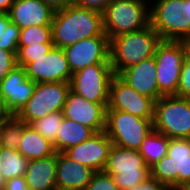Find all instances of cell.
I'll return each instance as SVG.
<instances>
[{
    "label": "cell",
    "instance_id": "obj_41",
    "mask_svg": "<svg viewBox=\"0 0 190 190\" xmlns=\"http://www.w3.org/2000/svg\"><path fill=\"white\" fill-rule=\"evenodd\" d=\"M185 190H190V184L185 188Z\"/></svg>",
    "mask_w": 190,
    "mask_h": 190
},
{
    "label": "cell",
    "instance_id": "obj_4",
    "mask_svg": "<svg viewBox=\"0 0 190 190\" xmlns=\"http://www.w3.org/2000/svg\"><path fill=\"white\" fill-rule=\"evenodd\" d=\"M150 25L162 40L190 39V0H154Z\"/></svg>",
    "mask_w": 190,
    "mask_h": 190
},
{
    "label": "cell",
    "instance_id": "obj_7",
    "mask_svg": "<svg viewBox=\"0 0 190 190\" xmlns=\"http://www.w3.org/2000/svg\"><path fill=\"white\" fill-rule=\"evenodd\" d=\"M153 129L168 138H190V100L176 95L155 102Z\"/></svg>",
    "mask_w": 190,
    "mask_h": 190
},
{
    "label": "cell",
    "instance_id": "obj_33",
    "mask_svg": "<svg viewBox=\"0 0 190 190\" xmlns=\"http://www.w3.org/2000/svg\"><path fill=\"white\" fill-rule=\"evenodd\" d=\"M16 65V54L0 48V82Z\"/></svg>",
    "mask_w": 190,
    "mask_h": 190
},
{
    "label": "cell",
    "instance_id": "obj_31",
    "mask_svg": "<svg viewBox=\"0 0 190 190\" xmlns=\"http://www.w3.org/2000/svg\"><path fill=\"white\" fill-rule=\"evenodd\" d=\"M85 190H119L112 175L104 171L95 172L91 182L86 186Z\"/></svg>",
    "mask_w": 190,
    "mask_h": 190
},
{
    "label": "cell",
    "instance_id": "obj_19",
    "mask_svg": "<svg viewBox=\"0 0 190 190\" xmlns=\"http://www.w3.org/2000/svg\"><path fill=\"white\" fill-rule=\"evenodd\" d=\"M118 76L138 93L155 101L163 96L158 90L154 56L144 59L137 65L125 68Z\"/></svg>",
    "mask_w": 190,
    "mask_h": 190
},
{
    "label": "cell",
    "instance_id": "obj_12",
    "mask_svg": "<svg viewBox=\"0 0 190 190\" xmlns=\"http://www.w3.org/2000/svg\"><path fill=\"white\" fill-rule=\"evenodd\" d=\"M155 102L154 99L138 93L115 75L110 83L106 110H120L141 118L154 119Z\"/></svg>",
    "mask_w": 190,
    "mask_h": 190
},
{
    "label": "cell",
    "instance_id": "obj_20",
    "mask_svg": "<svg viewBox=\"0 0 190 190\" xmlns=\"http://www.w3.org/2000/svg\"><path fill=\"white\" fill-rule=\"evenodd\" d=\"M95 173L91 168L57 153L56 190H85Z\"/></svg>",
    "mask_w": 190,
    "mask_h": 190
},
{
    "label": "cell",
    "instance_id": "obj_23",
    "mask_svg": "<svg viewBox=\"0 0 190 190\" xmlns=\"http://www.w3.org/2000/svg\"><path fill=\"white\" fill-rule=\"evenodd\" d=\"M93 134L95 132L88 126L63 118L56 141L53 143L54 149L57 153L64 152L68 148L88 140Z\"/></svg>",
    "mask_w": 190,
    "mask_h": 190
},
{
    "label": "cell",
    "instance_id": "obj_27",
    "mask_svg": "<svg viewBox=\"0 0 190 190\" xmlns=\"http://www.w3.org/2000/svg\"><path fill=\"white\" fill-rule=\"evenodd\" d=\"M20 28L10 20L8 13L0 14V48L17 55Z\"/></svg>",
    "mask_w": 190,
    "mask_h": 190
},
{
    "label": "cell",
    "instance_id": "obj_1",
    "mask_svg": "<svg viewBox=\"0 0 190 190\" xmlns=\"http://www.w3.org/2000/svg\"><path fill=\"white\" fill-rule=\"evenodd\" d=\"M51 25L54 47L61 49L82 39L108 36L104 32L103 13L72 4L55 11Z\"/></svg>",
    "mask_w": 190,
    "mask_h": 190
},
{
    "label": "cell",
    "instance_id": "obj_34",
    "mask_svg": "<svg viewBox=\"0 0 190 190\" xmlns=\"http://www.w3.org/2000/svg\"><path fill=\"white\" fill-rule=\"evenodd\" d=\"M127 190H170L165 184L149 176L146 180L137 183Z\"/></svg>",
    "mask_w": 190,
    "mask_h": 190
},
{
    "label": "cell",
    "instance_id": "obj_17",
    "mask_svg": "<svg viewBox=\"0 0 190 190\" xmlns=\"http://www.w3.org/2000/svg\"><path fill=\"white\" fill-rule=\"evenodd\" d=\"M36 83L30 80L24 67L16 65L0 82L7 109L16 115L34 93Z\"/></svg>",
    "mask_w": 190,
    "mask_h": 190
},
{
    "label": "cell",
    "instance_id": "obj_16",
    "mask_svg": "<svg viewBox=\"0 0 190 190\" xmlns=\"http://www.w3.org/2000/svg\"><path fill=\"white\" fill-rule=\"evenodd\" d=\"M112 145L110 138L105 131H102L93 134L88 140L68 148L63 153L71 160L98 172L104 170Z\"/></svg>",
    "mask_w": 190,
    "mask_h": 190
},
{
    "label": "cell",
    "instance_id": "obj_13",
    "mask_svg": "<svg viewBox=\"0 0 190 190\" xmlns=\"http://www.w3.org/2000/svg\"><path fill=\"white\" fill-rule=\"evenodd\" d=\"M108 36H93L82 39L63 49L72 74L96 64L110 63Z\"/></svg>",
    "mask_w": 190,
    "mask_h": 190
},
{
    "label": "cell",
    "instance_id": "obj_26",
    "mask_svg": "<svg viewBox=\"0 0 190 190\" xmlns=\"http://www.w3.org/2000/svg\"><path fill=\"white\" fill-rule=\"evenodd\" d=\"M26 125L16 115L2 119L0 121V146L18 150Z\"/></svg>",
    "mask_w": 190,
    "mask_h": 190
},
{
    "label": "cell",
    "instance_id": "obj_28",
    "mask_svg": "<svg viewBox=\"0 0 190 190\" xmlns=\"http://www.w3.org/2000/svg\"><path fill=\"white\" fill-rule=\"evenodd\" d=\"M63 118V111H57L37 119L30 125L44 138L49 140L51 143H54Z\"/></svg>",
    "mask_w": 190,
    "mask_h": 190
},
{
    "label": "cell",
    "instance_id": "obj_6",
    "mask_svg": "<svg viewBox=\"0 0 190 190\" xmlns=\"http://www.w3.org/2000/svg\"><path fill=\"white\" fill-rule=\"evenodd\" d=\"M190 51L187 41L162 40L156 48V79L163 96L177 95L184 58Z\"/></svg>",
    "mask_w": 190,
    "mask_h": 190
},
{
    "label": "cell",
    "instance_id": "obj_21",
    "mask_svg": "<svg viewBox=\"0 0 190 190\" xmlns=\"http://www.w3.org/2000/svg\"><path fill=\"white\" fill-rule=\"evenodd\" d=\"M57 152L43 159L29 160L24 175L29 190H56Z\"/></svg>",
    "mask_w": 190,
    "mask_h": 190
},
{
    "label": "cell",
    "instance_id": "obj_35",
    "mask_svg": "<svg viewBox=\"0 0 190 190\" xmlns=\"http://www.w3.org/2000/svg\"><path fill=\"white\" fill-rule=\"evenodd\" d=\"M110 0H72V5L103 13Z\"/></svg>",
    "mask_w": 190,
    "mask_h": 190
},
{
    "label": "cell",
    "instance_id": "obj_11",
    "mask_svg": "<svg viewBox=\"0 0 190 190\" xmlns=\"http://www.w3.org/2000/svg\"><path fill=\"white\" fill-rule=\"evenodd\" d=\"M114 76L110 63H96L72 74L70 89L88 101L108 104Z\"/></svg>",
    "mask_w": 190,
    "mask_h": 190
},
{
    "label": "cell",
    "instance_id": "obj_14",
    "mask_svg": "<svg viewBox=\"0 0 190 190\" xmlns=\"http://www.w3.org/2000/svg\"><path fill=\"white\" fill-rule=\"evenodd\" d=\"M28 78L35 83H70L72 72L63 49L53 47L46 55L29 63L26 67Z\"/></svg>",
    "mask_w": 190,
    "mask_h": 190
},
{
    "label": "cell",
    "instance_id": "obj_22",
    "mask_svg": "<svg viewBox=\"0 0 190 190\" xmlns=\"http://www.w3.org/2000/svg\"><path fill=\"white\" fill-rule=\"evenodd\" d=\"M18 152L28 160L43 159L56 153L53 143L44 138L31 125H26L23 129Z\"/></svg>",
    "mask_w": 190,
    "mask_h": 190
},
{
    "label": "cell",
    "instance_id": "obj_2",
    "mask_svg": "<svg viewBox=\"0 0 190 190\" xmlns=\"http://www.w3.org/2000/svg\"><path fill=\"white\" fill-rule=\"evenodd\" d=\"M162 41L155 29L148 25L142 30L125 33L110 40V64L115 75L125 68L137 65L154 56L157 45Z\"/></svg>",
    "mask_w": 190,
    "mask_h": 190
},
{
    "label": "cell",
    "instance_id": "obj_25",
    "mask_svg": "<svg viewBox=\"0 0 190 190\" xmlns=\"http://www.w3.org/2000/svg\"><path fill=\"white\" fill-rule=\"evenodd\" d=\"M0 159V173L6 181L25 175L29 160L20 154L18 150L1 146Z\"/></svg>",
    "mask_w": 190,
    "mask_h": 190
},
{
    "label": "cell",
    "instance_id": "obj_29",
    "mask_svg": "<svg viewBox=\"0 0 190 190\" xmlns=\"http://www.w3.org/2000/svg\"><path fill=\"white\" fill-rule=\"evenodd\" d=\"M53 43L52 26H33L20 29L18 46Z\"/></svg>",
    "mask_w": 190,
    "mask_h": 190
},
{
    "label": "cell",
    "instance_id": "obj_5",
    "mask_svg": "<svg viewBox=\"0 0 190 190\" xmlns=\"http://www.w3.org/2000/svg\"><path fill=\"white\" fill-rule=\"evenodd\" d=\"M146 0H110L103 12L104 32L109 41L150 25V7Z\"/></svg>",
    "mask_w": 190,
    "mask_h": 190
},
{
    "label": "cell",
    "instance_id": "obj_36",
    "mask_svg": "<svg viewBox=\"0 0 190 190\" xmlns=\"http://www.w3.org/2000/svg\"><path fill=\"white\" fill-rule=\"evenodd\" d=\"M5 190H29L24 176L7 180Z\"/></svg>",
    "mask_w": 190,
    "mask_h": 190
},
{
    "label": "cell",
    "instance_id": "obj_15",
    "mask_svg": "<svg viewBox=\"0 0 190 190\" xmlns=\"http://www.w3.org/2000/svg\"><path fill=\"white\" fill-rule=\"evenodd\" d=\"M108 104L88 101L71 89L63 108L64 118L88 126L95 133L105 131Z\"/></svg>",
    "mask_w": 190,
    "mask_h": 190
},
{
    "label": "cell",
    "instance_id": "obj_32",
    "mask_svg": "<svg viewBox=\"0 0 190 190\" xmlns=\"http://www.w3.org/2000/svg\"><path fill=\"white\" fill-rule=\"evenodd\" d=\"M176 96L190 100V51L184 58L182 64Z\"/></svg>",
    "mask_w": 190,
    "mask_h": 190
},
{
    "label": "cell",
    "instance_id": "obj_18",
    "mask_svg": "<svg viewBox=\"0 0 190 190\" xmlns=\"http://www.w3.org/2000/svg\"><path fill=\"white\" fill-rule=\"evenodd\" d=\"M20 29L52 26L55 11L41 0H15L7 12Z\"/></svg>",
    "mask_w": 190,
    "mask_h": 190
},
{
    "label": "cell",
    "instance_id": "obj_24",
    "mask_svg": "<svg viewBox=\"0 0 190 190\" xmlns=\"http://www.w3.org/2000/svg\"><path fill=\"white\" fill-rule=\"evenodd\" d=\"M169 138L156 130H152L141 142L139 153L150 168L162 157L166 156Z\"/></svg>",
    "mask_w": 190,
    "mask_h": 190
},
{
    "label": "cell",
    "instance_id": "obj_37",
    "mask_svg": "<svg viewBox=\"0 0 190 190\" xmlns=\"http://www.w3.org/2000/svg\"><path fill=\"white\" fill-rule=\"evenodd\" d=\"M46 5L50 6L54 11L64 9L72 4V0H41Z\"/></svg>",
    "mask_w": 190,
    "mask_h": 190
},
{
    "label": "cell",
    "instance_id": "obj_38",
    "mask_svg": "<svg viewBox=\"0 0 190 190\" xmlns=\"http://www.w3.org/2000/svg\"><path fill=\"white\" fill-rule=\"evenodd\" d=\"M13 114L7 109L3 93L0 90V121L2 119L11 117Z\"/></svg>",
    "mask_w": 190,
    "mask_h": 190
},
{
    "label": "cell",
    "instance_id": "obj_40",
    "mask_svg": "<svg viewBox=\"0 0 190 190\" xmlns=\"http://www.w3.org/2000/svg\"><path fill=\"white\" fill-rule=\"evenodd\" d=\"M6 182H7L6 179L0 173V190H5V188H6Z\"/></svg>",
    "mask_w": 190,
    "mask_h": 190
},
{
    "label": "cell",
    "instance_id": "obj_9",
    "mask_svg": "<svg viewBox=\"0 0 190 190\" xmlns=\"http://www.w3.org/2000/svg\"><path fill=\"white\" fill-rule=\"evenodd\" d=\"M103 171L112 175L119 190H127L150 176V168L146 165L139 150L115 145L110 148Z\"/></svg>",
    "mask_w": 190,
    "mask_h": 190
},
{
    "label": "cell",
    "instance_id": "obj_3",
    "mask_svg": "<svg viewBox=\"0 0 190 190\" xmlns=\"http://www.w3.org/2000/svg\"><path fill=\"white\" fill-rule=\"evenodd\" d=\"M150 176L170 190H185L190 184V138H169L167 154L150 167Z\"/></svg>",
    "mask_w": 190,
    "mask_h": 190
},
{
    "label": "cell",
    "instance_id": "obj_42",
    "mask_svg": "<svg viewBox=\"0 0 190 190\" xmlns=\"http://www.w3.org/2000/svg\"><path fill=\"white\" fill-rule=\"evenodd\" d=\"M188 46L190 47V39L187 41Z\"/></svg>",
    "mask_w": 190,
    "mask_h": 190
},
{
    "label": "cell",
    "instance_id": "obj_30",
    "mask_svg": "<svg viewBox=\"0 0 190 190\" xmlns=\"http://www.w3.org/2000/svg\"><path fill=\"white\" fill-rule=\"evenodd\" d=\"M54 47V43H37L26 46H18L17 65L26 67L29 63L46 55Z\"/></svg>",
    "mask_w": 190,
    "mask_h": 190
},
{
    "label": "cell",
    "instance_id": "obj_39",
    "mask_svg": "<svg viewBox=\"0 0 190 190\" xmlns=\"http://www.w3.org/2000/svg\"><path fill=\"white\" fill-rule=\"evenodd\" d=\"M15 0H0V11L7 13Z\"/></svg>",
    "mask_w": 190,
    "mask_h": 190
},
{
    "label": "cell",
    "instance_id": "obj_8",
    "mask_svg": "<svg viewBox=\"0 0 190 190\" xmlns=\"http://www.w3.org/2000/svg\"><path fill=\"white\" fill-rule=\"evenodd\" d=\"M153 130V119L141 118L120 110H106L105 133L117 147L139 150Z\"/></svg>",
    "mask_w": 190,
    "mask_h": 190
},
{
    "label": "cell",
    "instance_id": "obj_10",
    "mask_svg": "<svg viewBox=\"0 0 190 190\" xmlns=\"http://www.w3.org/2000/svg\"><path fill=\"white\" fill-rule=\"evenodd\" d=\"M70 83L48 82L36 83L34 93L16 116L30 125L45 115L63 111Z\"/></svg>",
    "mask_w": 190,
    "mask_h": 190
}]
</instances>
